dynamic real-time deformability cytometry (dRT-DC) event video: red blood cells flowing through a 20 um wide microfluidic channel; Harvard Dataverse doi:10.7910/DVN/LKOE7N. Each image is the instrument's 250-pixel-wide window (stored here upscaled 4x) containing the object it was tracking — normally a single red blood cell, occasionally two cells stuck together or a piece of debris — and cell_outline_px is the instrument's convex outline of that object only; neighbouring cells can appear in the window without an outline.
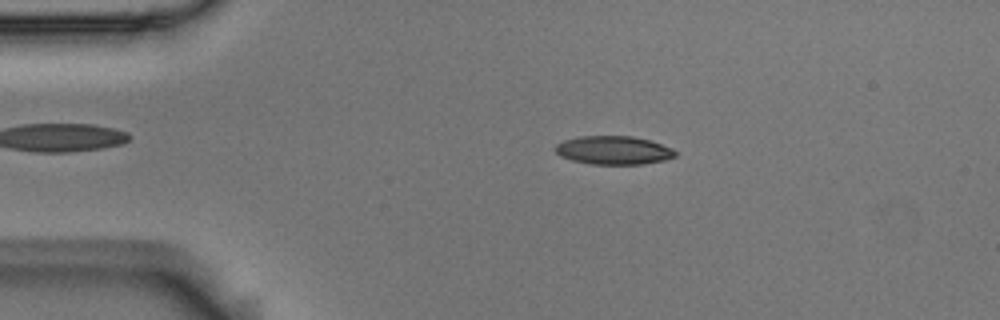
{"species": "Egyptian fruit bat (a non-hibernating species)", "species_latin": "Rousettus aegyptiacus", "temperature_condition": "room temperature", "stored_images_in_passage": 3, "camera_frame_rate_fps": 3000, "um_per_image_px": 0.085, "animal": {"sex": "male"}, "frame": {"image": 1, "passage_image": 2, "time_ms": 0.333, "image_size_px": [1000, 320], "cell_outline_px": [[676, 156], [664, 160], [644, 164], [592, 164], [572, 160], [560, 156], [556, 152], [556, 144], [564, 140], [580, 136], [632, 136], [648, 140], [672, 148], [676, 152]], "centroid_in_image_um": [52.15, 12.77], "position_along_channel_um": 32.9, "area_um2": 19.77}}